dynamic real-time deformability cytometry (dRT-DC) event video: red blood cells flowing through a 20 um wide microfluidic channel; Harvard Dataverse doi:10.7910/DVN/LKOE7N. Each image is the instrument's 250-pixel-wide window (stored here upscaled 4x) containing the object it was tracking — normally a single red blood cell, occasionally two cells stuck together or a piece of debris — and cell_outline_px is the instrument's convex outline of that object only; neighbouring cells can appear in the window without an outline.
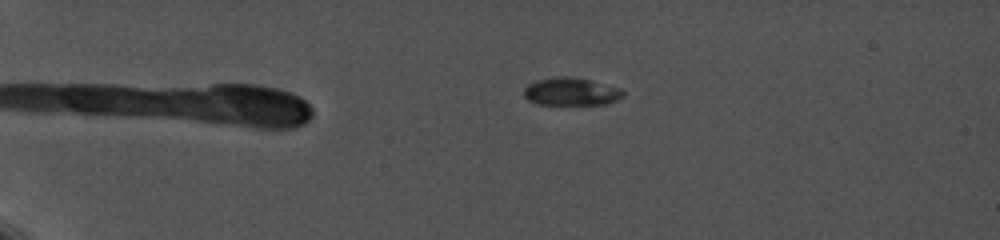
{"species": "common noctule bat (a hibernating species)", "species_latin": "Nyctalus noctula", "temperature_condition": "cold", "stored_images_in_passage": 40, "camera_frame_rate_fps": 5000, "um_per_image_px": 0.085, "animal": {"sex": "female", "body_mass_g": 19.0, "forearm_length_mm": 56.7}, "frame": {"image": 1, "passage_image": 12, "time_ms": 5.0, "image_size_px": [1000, 240], "cell_outline_px": [[624, 96], [616, 100], [604, 104], [536, 104], [528, 100], [524, 96], [524, 88], [528, 84], [536, 80], [556, 76], [572, 76], [620, 88], [624, 92]], "centroid_in_image_um": [48.51, 7.78], "position_along_channel_um": 36.5, "area_um2": 16.01}}
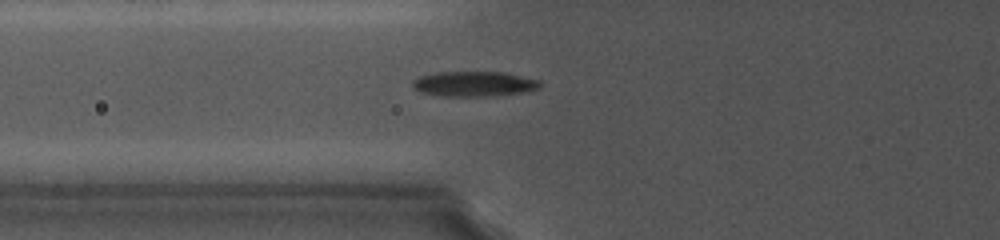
{"frame": {"image": 2, "passage_image": 21, "time_ms": 8.8, "image_size_px": [1000, 240], "cell_outline_px": [[544, 84], [540, 88], [528, 92], [492, 96], [440, 96], [420, 92], [412, 88], [412, 80], [420, 76], [436, 72], [508, 72], [540, 80]], "centroid_in_image_um": [40.35, 7.13], "position_along_channel_um": 85.5, "area_um2": 19.13}}
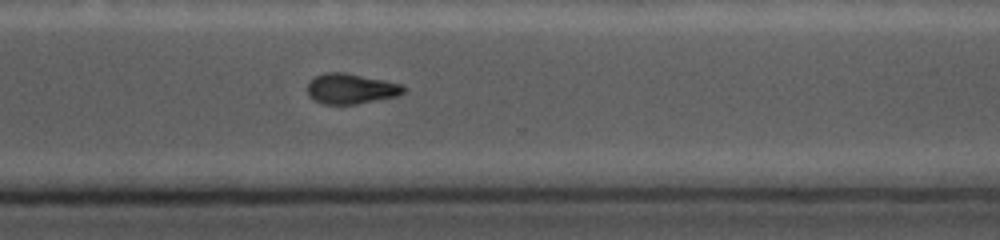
{"frame": {"image": 3, "passage_image": 37, "time_ms": 15.6, "image_size_px": [1000, 240], "cell_outline_px": [[404, 92], [400, 96], [356, 104], [324, 104], [312, 100], [308, 96], [308, 80], [316, 76], [328, 72], [344, 72], [404, 84]], "centroid_in_image_um": [29.83, 7.55], "position_along_channel_um": 340.8, "area_um2": 17.17}}